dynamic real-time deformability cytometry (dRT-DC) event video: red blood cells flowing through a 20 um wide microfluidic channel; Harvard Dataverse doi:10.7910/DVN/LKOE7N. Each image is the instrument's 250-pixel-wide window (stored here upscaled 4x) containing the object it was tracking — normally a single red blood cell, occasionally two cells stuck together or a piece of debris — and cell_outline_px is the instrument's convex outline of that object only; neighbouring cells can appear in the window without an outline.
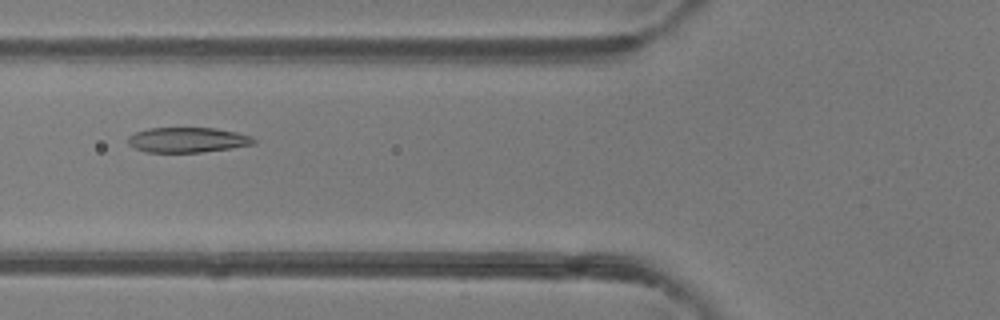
{"species": "common noctule bat (a hibernating species)", "species_latin": "Nyctalus noctula", "temperature_condition": "room temperature", "stored_images_in_passage": 50, "camera_frame_rate_fps": 3000, "um_per_image_px": 0.085, "animal": {"sex": "female"}, "frame": {"image": 1, "passage_image": 19, "time_ms": 6.0, "image_size_px": [1000, 320], "cell_outline_px": [[256, 144], [232, 148], [200, 152], [144, 152], [128, 144], [128, 136], [136, 132], [148, 128], [216, 128], [236, 132], [252, 136], [256, 140]], "centroid_in_image_um": [15.96, 11.89], "position_along_channel_um": 109.8, "area_um2": 18.44}}
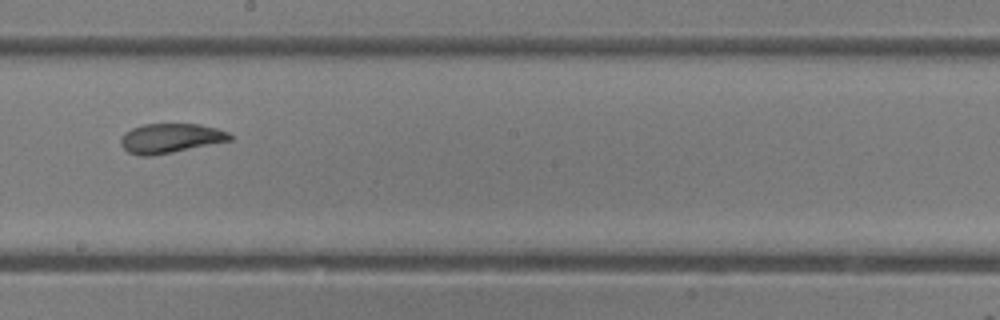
{"frame": {"image": 2, "passage_image": 28, "time_ms": 9.0, "image_size_px": [1000, 320], "cell_outline_px": [[232, 140], [152, 156], [140, 156], [128, 152], [120, 144], [120, 140], [124, 132], [132, 128], [144, 124], [200, 124], [216, 128], [228, 132], [232, 136]], "centroid_in_image_um": [14.47, 11.75], "position_along_channel_um": 233.7, "area_um2": 18.73}}
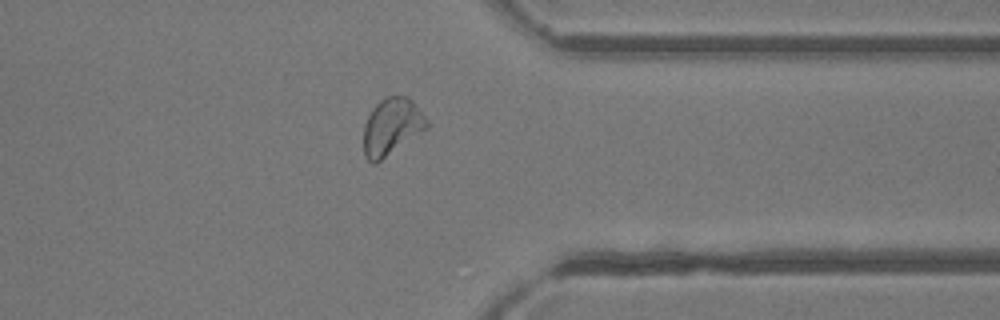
{"frame": {"image": 3, "passage_image": 39, "time_ms": 12.667, "image_size_px": [1000, 320], "cell_outline_px": [[428, 128], [376, 164], [372, 164], [364, 156], [364, 124], [372, 108], [380, 100], [388, 96], [408, 96], [412, 100], [428, 120]], "centroid_in_image_um": [33.29, 10.78], "position_along_channel_um": 378.1, "area_um2": 21.04}, "authors_computed_cell_mechanics": {"area_um2": 20.6346, "velocity_mm_per_s": 4.1186, "shape_relaxation_time_tau1_ms": 3.8497, "shape_relaxation_time_tau2_ms": 1.2467, "deformation_change_tau1": 0.1493, "deformation_change_tau2": 0.0812}}